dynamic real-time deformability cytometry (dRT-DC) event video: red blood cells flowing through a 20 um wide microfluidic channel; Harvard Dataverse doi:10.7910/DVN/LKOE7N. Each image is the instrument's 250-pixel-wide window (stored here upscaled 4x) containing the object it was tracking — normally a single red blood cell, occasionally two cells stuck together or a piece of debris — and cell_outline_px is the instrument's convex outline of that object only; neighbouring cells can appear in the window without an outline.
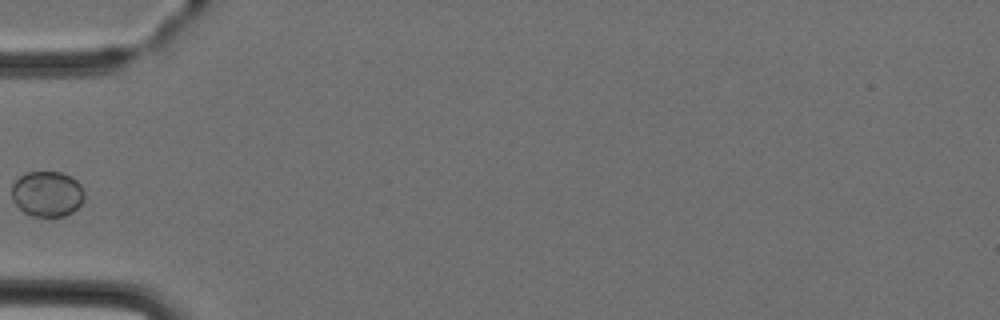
{"species": "Egyptian fruit bat (a non-hibernating species)", "species_latin": "Rousettus aegyptiacus", "temperature_condition": "cold", "stored_images_in_passage": 5, "camera_frame_rate_fps": 3000, "um_per_image_px": 0.085, "animal": {"sex": "female"}, "frame": {"image": 1, "passage_image": 5, "time_ms": 5.667, "image_size_px": [1000, 320], "cell_outline_px": [[84, 200], [72, 212], [64, 216], [32, 216], [24, 212], [12, 200], [12, 184], [20, 176], [28, 172], [60, 172], [76, 180], [80, 184], [84, 192]], "centroid_in_image_um": [4.0, 16.48], "position_along_channel_um": 81.0, "area_um2": 19.13}}